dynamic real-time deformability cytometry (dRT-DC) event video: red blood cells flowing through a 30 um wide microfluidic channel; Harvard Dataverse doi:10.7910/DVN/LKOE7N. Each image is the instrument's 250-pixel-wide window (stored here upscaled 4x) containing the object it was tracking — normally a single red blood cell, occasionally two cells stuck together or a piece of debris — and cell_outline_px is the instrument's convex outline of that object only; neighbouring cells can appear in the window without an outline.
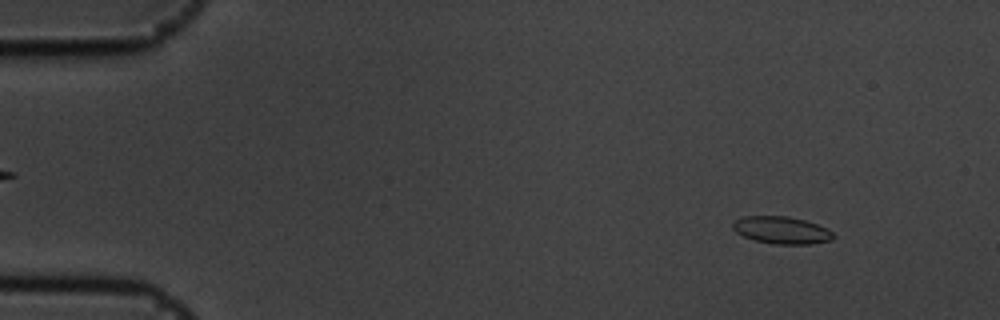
{"species": "common noctule bat (a hibernating species)", "species_latin": "Nyctalus noctula", "temperature_condition": "cold", "stored_images_in_passage": 56, "camera_frame_rate_fps": 3000, "um_per_image_px": 0.085, "animal": {"sex": "male", "body_mass_g": 19.5, "forearm_length_mm": 54.6}, "frame": {"image": 1, "passage_image": 6, "time_ms": 1.667, "image_size_px": [1000, 320], "cell_outline_px": [[836, 236], [832, 240], [812, 244], [772, 244], [752, 240], [736, 232], [732, 228], [732, 224], [736, 220], [744, 216], [788, 216], [804, 220], [828, 228]], "centroid_in_image_um": [66.45, 19.57], "position_along_channel_um": 18.6, "area_um2": 16.13}}
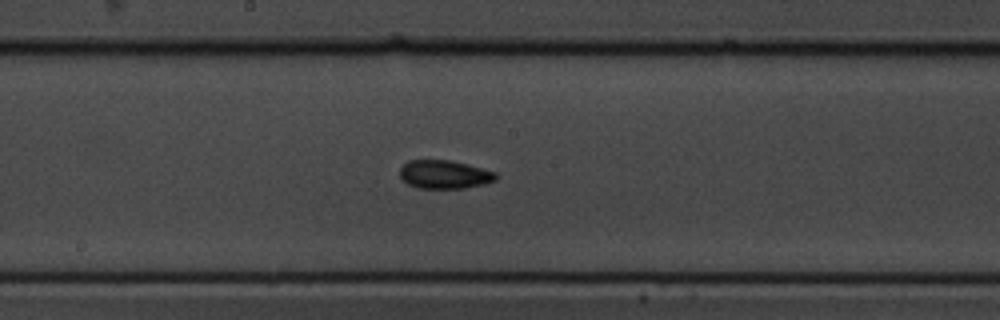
{"frame": {"image": 2, "passage_image": 30, "time_ms": 9.667, "image_size_px": [1000, 320], "cell_outline_px": [[500, 176], [496, 180], [484, 184], [464, 188], [420, 188], [408, 184], [400, 176], [400, 168], [408, 160], [448, 160], [496, 172]], "centroid_in_image_um": [37.79, 14.83], "position_along_channel_um": 210.4, "area_um2": 15.78}}
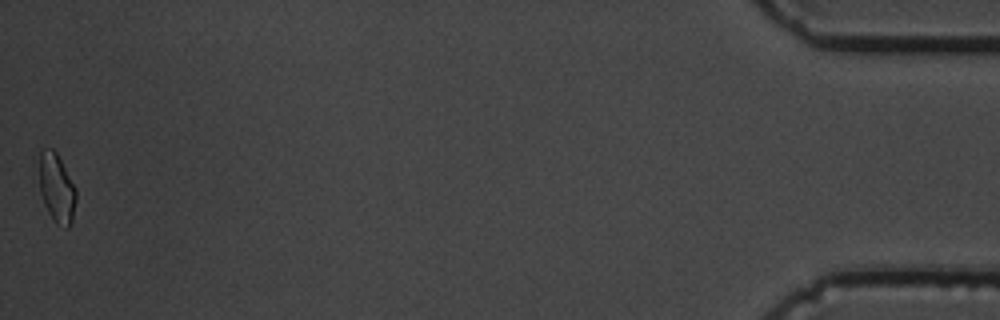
{"frame": {"image": 3, "passage_image": 56, "time_ms": 18.333, "image_size_px": [1000, 320], "cell_outline_px": [[76, 200], [72, 220], [68, 228], [64, 228], [56, 224], [52, 220], [44, 204], [40, 192], [40, 152], [44, 148], [52, 148], [56, 152], [76, 188]], "centroid_in_image_um": [4.82, 16.02], "position_along_channel_um": 430.4, "area_um2": 14.8}, "authors_computed_cell_mechanics": {"area_um2": 15.5482, "velocity_mm_per_s": 3.5966, "shape_relaxation_time_tau1_ms": 3.9664, "shape_relaxation_time_tau2_ms": 6.2666, "deformation_change_tau1": 0.089, "deformation_change_tau2": 0.1192}}